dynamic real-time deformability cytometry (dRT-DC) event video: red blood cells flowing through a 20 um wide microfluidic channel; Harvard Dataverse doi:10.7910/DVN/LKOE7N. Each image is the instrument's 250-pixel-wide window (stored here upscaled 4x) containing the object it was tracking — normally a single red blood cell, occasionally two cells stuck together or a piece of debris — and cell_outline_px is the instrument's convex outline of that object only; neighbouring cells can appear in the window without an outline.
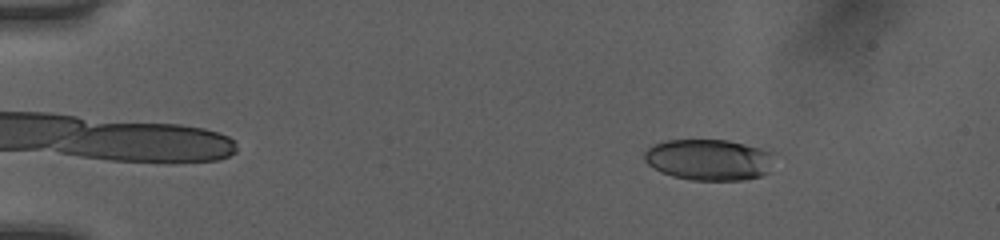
{"species": "human", "species_latin": "Homo sapiens", "temperature_condition": "room temperature", "stored_images_in_passage": 51, "camera_frame_rate_fps": 3000, "um_per_image_px": 0.085, "donor": {"sex": "female"}, "frame": {"image": 1, "passage_image": 7, "time_ms": 2.0, "image_size_px": [1000, 240], "cell_outline_px": [[772, 152], [768, 172], [760, 176], [744, 180], [692, 180], [672, 176], [660, 172], [648, 164], [644, 160], [644, 152], [652, 144], [668, 140], [728, 140], [760, 148]], "centroid_in_image_um": [60.2, 13.58], "position_along_channel_um": 24.8, "area_um2": 31.04}}
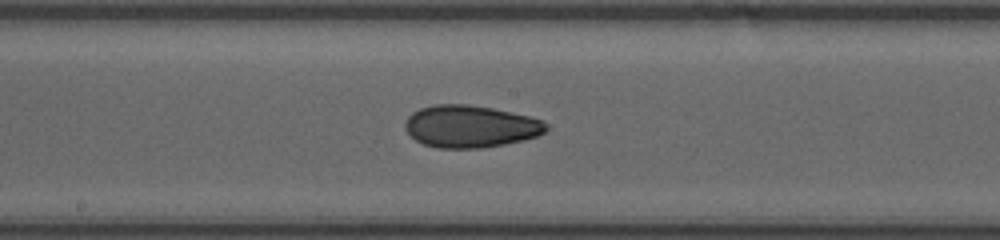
{"frame": {"image": 2, "passage_image": 28, "time_ms": 9.0, "image_size_px": [1000, 240], "cell_outline_px": [[548, 128], [544, 132], [536, 136], [524, 140], [504, 144], [480, 148], [436, 148], [424, 144], [416, 140], [404, 128], [404, 124], [408, 116], [412, 112], [420, 108], [436, 104], [468, 104], [492, 108], [528, 116], [544, 120], [548, 124]], "centroid_in_image_um": [39.98, 10.74], "position_along_channel_um": 208.2, "area_um2": 34.74}}
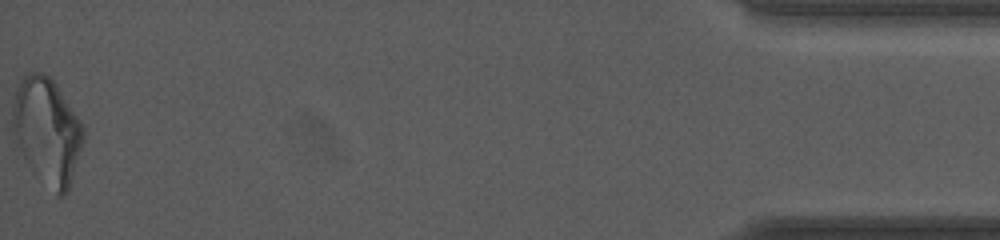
{"frame": {"image": 3, "passage_image": 51, "time_ms": 16.667, "image_size_px": [1000, 240], "cell_outline_px": [[84, 140], [68, 192], [64, 196], [56, 196], [28, 164], [12, 132], [12, 104], [16, 88], [20, 80], [28, 72], [44, 72], [56, 84], [80, 120], [84, 128]], "centroid_in_image_um": [4.0, 11.12], "position_along_channel_um": 431.2, "area_um2": 43.7}, "authors_computed_cell_mechanics": {"area_um2": 33.9286, "velocity_mm_per_s": 4.0419, "shape_relaxation_time_tau1_ms": 6.3819, "shape_relaxation_time_tau2_ms": 2.8277, "deformation_change_tau1": 0.1724, "deformation_change_tau2": 0.0928}}